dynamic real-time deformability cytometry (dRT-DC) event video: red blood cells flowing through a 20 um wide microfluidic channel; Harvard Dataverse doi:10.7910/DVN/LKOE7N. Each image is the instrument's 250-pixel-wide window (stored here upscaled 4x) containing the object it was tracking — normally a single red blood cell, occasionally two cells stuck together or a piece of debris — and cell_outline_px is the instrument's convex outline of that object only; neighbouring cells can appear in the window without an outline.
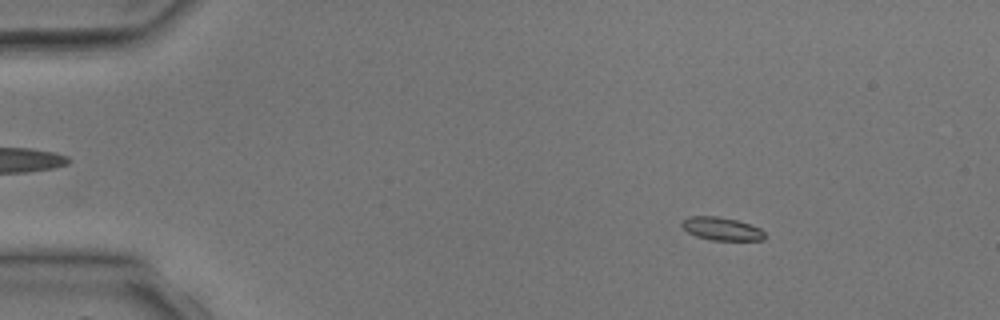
{"species": "common noctule bat (a hibernating species)", "species_latin": "Nyctalus noctula", "temperature_condition": "room temperature", "stored_images_in_passage": 3, "camera_frame_rate_fps": 3000, "um_per_image_px": 0.085, "animal": {"sex": "male", "body_mass_g": 17.9, "forearm_length_mm": 54.2}, "frame": {"image": 1, "passage_image": 1, "time_ms": 0.0, "image_size_px": [1000, 320], "cell_outline_px": [[764, 240], [712, 240], [696, 236], [688, 232], [680, 224], [680, 220], [688, 216], [716, 216], [736, 220], [760, 228], [764, 232]], "centroid_in_image_um": [61.29, 19.44], "position_along_channel_um": 23.7, "area_um2": 11.1}}
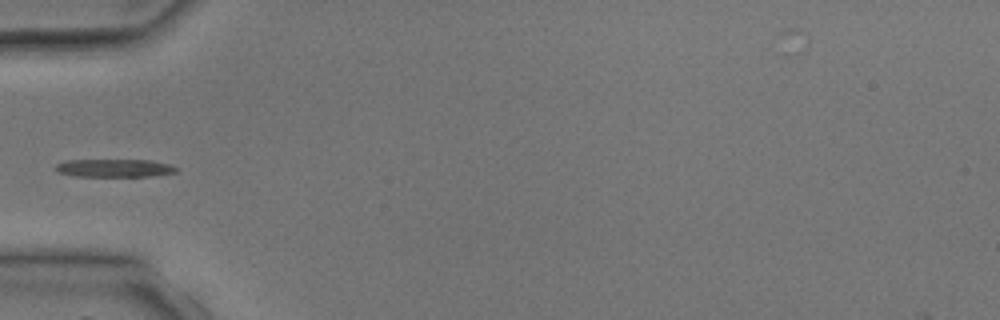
{"frame": {"image": 2, "passage_image": 3, "time_ms": 2.667, "image_size_px": [1000, 320], "cell_outline_px": [[180, 168], [176, 172], [152, 176], [76, 176], [56, 172], [56, 164], [64, 160], [148, 160], [168, 164]], "centroid_in_image_um": [9.71, 14.28], "position_along_channel_um": 75.3, "area_um2": 12.6}}